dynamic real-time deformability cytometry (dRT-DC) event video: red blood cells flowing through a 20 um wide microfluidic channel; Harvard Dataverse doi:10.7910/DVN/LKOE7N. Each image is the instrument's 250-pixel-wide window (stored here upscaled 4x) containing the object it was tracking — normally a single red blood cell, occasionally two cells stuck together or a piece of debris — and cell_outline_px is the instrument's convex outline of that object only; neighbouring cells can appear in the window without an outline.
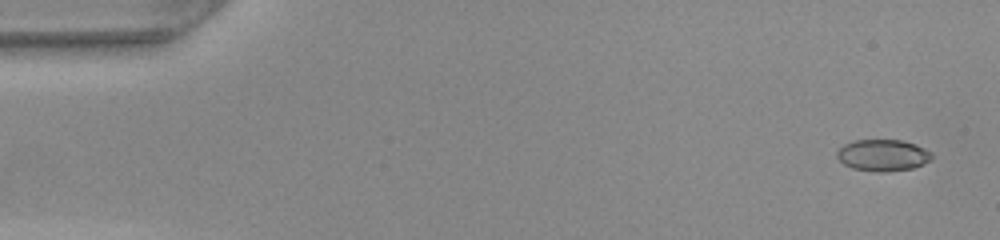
{"species": "common noctule bat (a hibernating species)", "species_latin": "Nyctalus noctula", "temperature_condition": "warm", "stored_images_in_passage": 47, "camera_frame_rate_fps": 3000, "um_per_image_px": 0.085, "animal": {"sex": "female", "body_mass_g": 22.0, "forearm_length_mm": 56.7}, "frame": {"image": 1, "passage_image": 1, "time_ms": 0.0, "image_size_px": [1000, 240], "cell_outline_px": [[932, 156], [928, 160], [912, 168], [852, 168], [844, 164], [836, 156], [836, 152], [844, 144], [856, 140], [900, 140], [924, 148]], "centroid_in_image_um": [74.97, 13.12], "position_along_channel_um": 10.0, "area_um2": 16.07}}
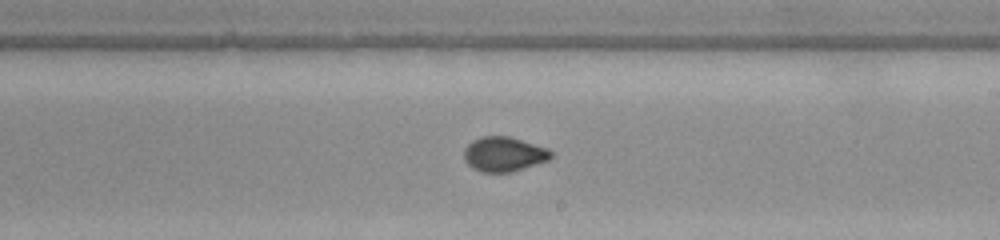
{"frame": {"image": 2, "passage_image": 27, "time_ms": 8.667, "image_size_px": [1000, 240], "cell_outline_px": [[552, 156], [548, 160], [512, 172], [480, 172], [472, 168], [464, 160], [464, 148], [472, 140], [480, 136], [508, 136], [548, 148], [552, 152]], "centroid_in_image_um": [42.8, 13.1], "position_along_channel_um": 246.2, "area_um2": 17.63}}
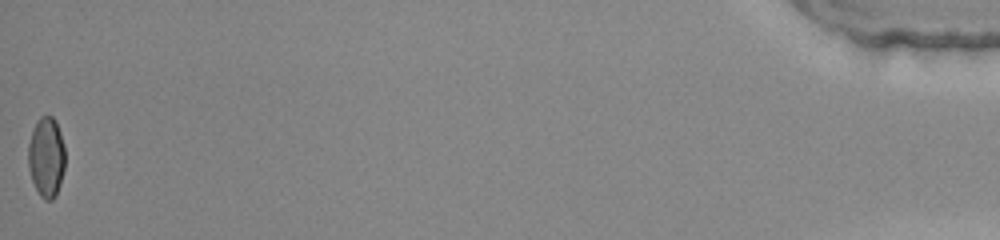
{"frame": {"image": 3, "passage_image": 47, "time_ms": 15.333, "image_size_px": [1000, 240], "cell_outline_px": [[64, 168], [60, 184], [56, 196], [52, 200], [44, 200], [40, 196], [32, 180], [28, 168], [28, 144], [36, 120], [40, 116], [52, 116], [56, 120], [64, 144]], "centroid_in_image_um": [3.93, 13.35], "position_along_channel_um": 431.3, "area_um2": 17.34}, "authors_computed_cell_mechanics": {"area_um2": 17.4556, "velocity_mm_per_s": 4.2821, "shape_relaxation_time_tau1_ms": 7.2576, "shape_relaxation_time_tau2_ms": null, "deformation_change_tau1": 0.2118, "deformation_change_tau2": null}}